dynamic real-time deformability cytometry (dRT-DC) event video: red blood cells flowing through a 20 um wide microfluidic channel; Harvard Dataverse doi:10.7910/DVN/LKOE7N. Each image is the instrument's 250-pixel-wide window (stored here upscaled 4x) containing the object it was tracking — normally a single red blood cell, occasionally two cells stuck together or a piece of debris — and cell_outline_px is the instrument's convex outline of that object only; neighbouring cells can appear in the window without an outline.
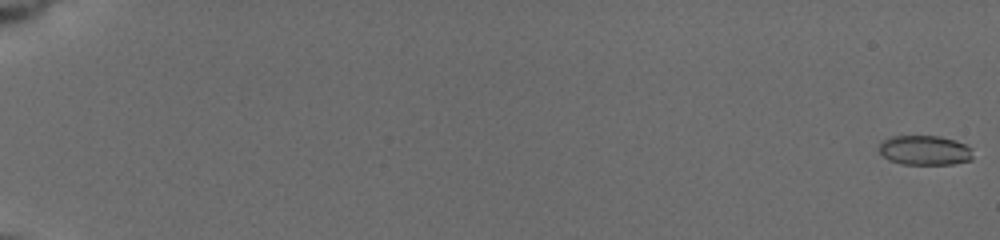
{"species": "common noctule bat (a hibernating species)", "species_latin": "Nyctalus noctula", "temperature_condition": "cold", "stored_images_in_passage": 58, "camera_frame_rate_fps": 3000, "um_per_image_px": 0.085, "animal": {"sex": "female", "body_mass_g": 19.5, "forearm_length_mm": 54.1}, "frame": {"image": 1, "passage_image": 1, "time_ms": 0.0, "image_size_px": [1000, 240], "cell_outline_px": [[972, 160], [952, 164], [904, 164], [888, 160], [876, 148], [884, 140], [892, 136], [940, 136], [956, 140], [972, 148]], "centroid_in_image_um": [78.61, 12.77], "position_along_channel_um": 6.4, "area_um2": 16.3}}
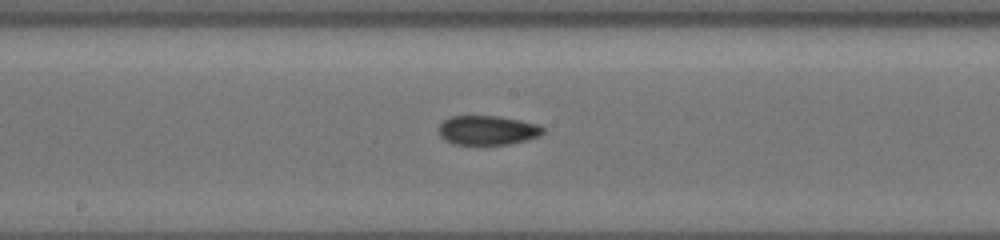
{"frame": {"image": 2, "passage_image": 34, "time_ms": 11.0, "image_size_px": [1000, 240], "cell_outline_px": [[544, 132], [540, 136], [528, 140], [508, 144], [452, 144], [444, 140], [436, 132], [436, 128], [444, 120], [452, 116], [500, 116], [540, 124], [544, 128]], "centroid_in_image_um": [41.43, 11.07], "position_along_channel_um": 206.8, "area_um2": 18.15}}
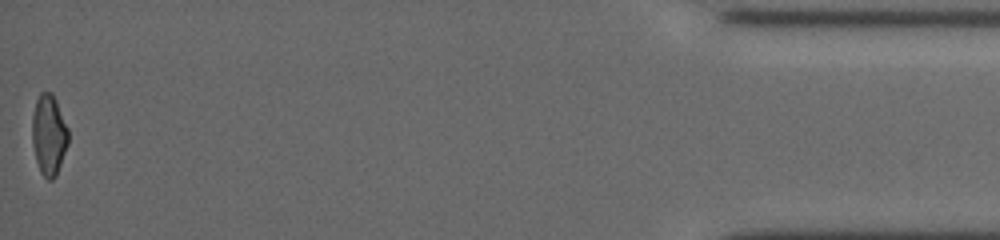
{"frame": {"image": 3, "passage_image": 58, "time_ms": 19.0, "image_size_px": [1000, 240], "cell_outline_px": [[68, 144], [56, 176], [52, 180], [48, 180], [40, 172], [36, 160], [32, 144], [32, 116], [36, 100], [40, 92], [52, 92], [56, 100], [68, 128]], "centroid_in_image_um": [4.15, 11.46], "position_along_channel_um": 431.1, "area_um2": 17.05}, "authors_computed_cell_mechanics": {"area_um2": 17.3111, "velocity_mm_per_s": 3.7711, "shape_relaxation_time_tau1_ms": null, "shape_relaxation_time_tau2_ms": 3.9707, "deformation_change_tau1": null, "deformation_change_tau2": 0.0913}}